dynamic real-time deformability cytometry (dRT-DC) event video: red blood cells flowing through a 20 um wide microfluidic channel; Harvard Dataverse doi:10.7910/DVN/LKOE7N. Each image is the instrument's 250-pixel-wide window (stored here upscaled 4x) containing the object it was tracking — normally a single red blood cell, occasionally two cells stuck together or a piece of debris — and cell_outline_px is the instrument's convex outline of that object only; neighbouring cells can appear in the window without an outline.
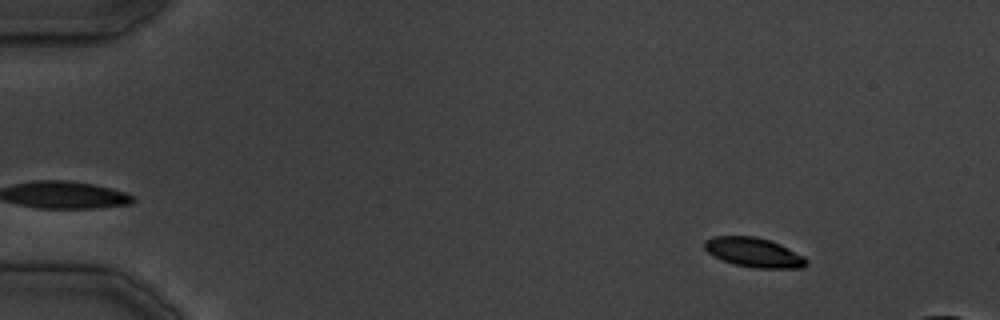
{"species": "common noctule bat (a hibernating species)", "species_latin": "Nyctalus noctula", "temperature_condition": "cold", "stored_images_in_passage": 9, "camera_frame_rate_fps": 3000, "um_per_image_px": 0.085, "animal": {"sex": "male", "body_mass_g": 19.5, "forearm_length_mm": 54.6}, "frame": {"image": 1, "passage_image": 2, "time_ms": 1.333, "image_size_px": [1000, 320], "cell_outline_px": [[808, 264], [804, 268], [756, 268], [732, 264], [712, 256], [704, 248], [704, 240], [712, 236], [756, 236], [780, 244], [804, 256], [808, 260]], "centroid_in_image_um": [64.07, 21.46], "position_along_channel_um": 20.9, "area_um2": 17.69}}